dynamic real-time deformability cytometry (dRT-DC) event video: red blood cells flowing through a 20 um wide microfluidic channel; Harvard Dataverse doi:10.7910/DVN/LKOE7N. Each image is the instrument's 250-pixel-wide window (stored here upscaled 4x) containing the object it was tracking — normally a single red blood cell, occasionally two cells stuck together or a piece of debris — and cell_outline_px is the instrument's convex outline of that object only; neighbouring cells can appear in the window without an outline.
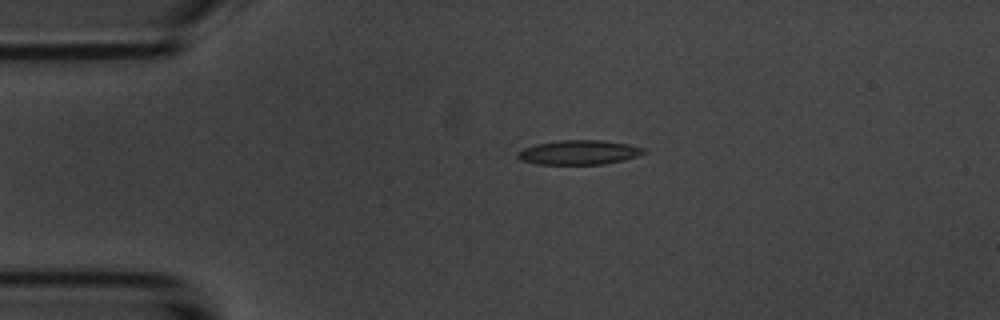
{"species": "common noctule bat (a hibernating species)", "species_latin": "Nyctalus noctula", "temperature_condition": "room temperature", "stored_images_in_passage": 5, "camera_frame_rate_fps": 3000, "um_per_image_px": 0.085, "animal": {"sex": "male", "body_mass_g": 20.1, "forearm_length_mm": 53.5}, "frame": {"image": 1, "passage_image": 4, "time_ms": 3.667, "image_size_px": [1000, 320], "cell_outline_px": [[648, 152], [624, 160], [604, 164], [536, 164], [520, 160], [516, 156], [516, 152], [524, 148], [536, 144], [560, 140], [600, 140], [628, 144], [644, 148]], "centroid_in_image_um": [49.19, 12.95], "position_along_channel_um": 35.8, "area_um2": 17.98}}